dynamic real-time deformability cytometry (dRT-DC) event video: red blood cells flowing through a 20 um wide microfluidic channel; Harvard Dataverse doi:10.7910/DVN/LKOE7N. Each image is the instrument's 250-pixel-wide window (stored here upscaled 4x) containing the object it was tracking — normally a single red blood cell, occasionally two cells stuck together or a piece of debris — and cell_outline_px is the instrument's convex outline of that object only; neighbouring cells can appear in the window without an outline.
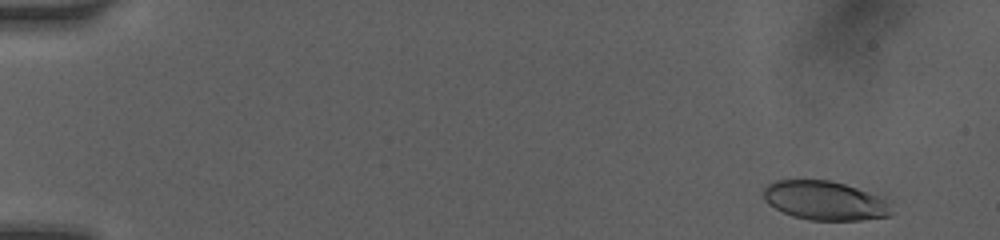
{"species": "human", "species_latin": "Homo sapiens", "temperature_condition": "room temperature", "stored_images_in_passage": 36, "camera_frame_rate_fps": 3000, "um_per_image_px": 0.085, "donor": {"sex": "female"}, "frame": {"image": 1, "passage_image": 2, "time_ms": 0.333, "image_size_px": [1000, 240], "cell_outline_px": [[892, 212], [888, 216], [860, 220], [812, 220], [792, 216], [768, 204], [764, 200], [764, 188], [768, 184], [776, 180], [828, 180], [844, 184], [884, 196], [892, 200]], "centroid_in_image_um": [70.19, 17.05], "position_along_channel_um": 14.8, "area_um2": 29.42}}
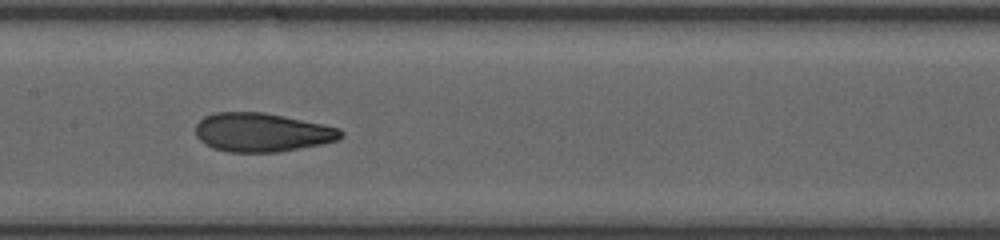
{"frame": {"image": 2, "passage_image": 20, "time_ms": 8.0, "image_size_px": [1000, 240], "cell_outline_px": [[344, 136], [336, 140], [320, 144], [276, 152], [228, 152], [212, 148], [204, 144], [196, 136], [196, 124], [204, 116], [216, 112], [264, 112], [324, 124], [340, 128], [344, 132]], "centroid_in_image_um": [22.25, 11.24], "position_along_channel_um": 185.1, "area_um2": 32.89}}
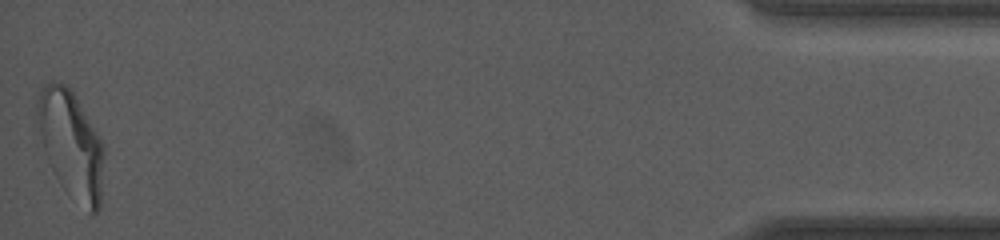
{"frame": {"image": 3, "passage_image": 36, "time_ms": 16.0, "image_size_px": [1000, 240], "cell_outline_px": [[104, 152], [100, 208], [96, 212], [88, 212], [44, 148], [36, 116], [36, 100], [44, 84], [48, 80], [60, 80], [72, 92], [96, 132], [104, 148]], "centroid_in_image_um": [6.06, 12.08], "position_along_channel_um": 429.1, "area_um2": 38.78}, "authors_computed_cell_mechanics": {"area_um2": 32.6859, "velocity_mm_per_s": 4.098, "shape_relaxation_time_tau1_ms": 4.8358, "shape_relaxation_time_tau2_ms": 0.7506, "deformation_change_tau1": 0.1614, "deformation_change_tau2": 0.0673}}